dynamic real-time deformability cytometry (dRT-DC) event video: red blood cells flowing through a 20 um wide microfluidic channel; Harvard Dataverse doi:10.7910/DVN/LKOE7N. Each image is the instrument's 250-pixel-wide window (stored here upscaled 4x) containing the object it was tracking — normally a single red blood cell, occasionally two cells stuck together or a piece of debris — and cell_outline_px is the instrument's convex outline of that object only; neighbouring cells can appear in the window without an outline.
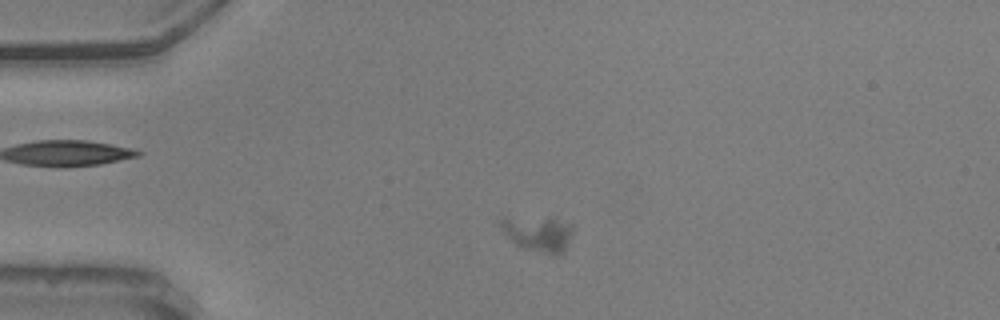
{"species": "common noctule bat (a hibernating species)", "species_latin": "Nyctalus noctula", "temperature_condition": "warm", "stored_images_in_passage": 47, "camera_frame_rate_fps": 3000, "um_per_image_px": 0.085, "animal": {"sex": "male", "body_mass_g": 20.5, "forearm_length_mm": 52.5}, "frame": {"image": 1, "passage_image": 1, "time_ms": 0.0, "image_size_px": [1000, 320], "cell_outline_px": [[572, 232], [564, 252], [556, 256], [552, 256], [524, 248], [516, 244], [500, 228], [500, 220], [556, 220], [572, 224]], "centroid_in_image_um": [45.82, 19.97], "position_along_channel_um": 39.2, "area_um2": 13.87}}
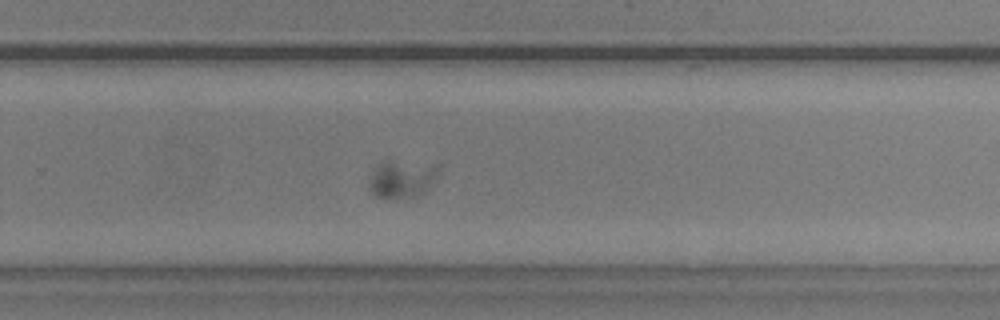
{"frame": {"image": 2, "passage_image": 29, "time_ms": 9.333, "image_size_px": [1000, 320], "cell_outline_px": [[436, 180], [420, 192], [404, 196], [384, 200], [376, 196], [368, 188], [368, 176], [376, 164], [384, 160], [388, 160], [436, 168]], "centroid_in_image_um": [33.95, 15.23], "position_along_channel_um": 295.9, "area_um2": 14.39}}
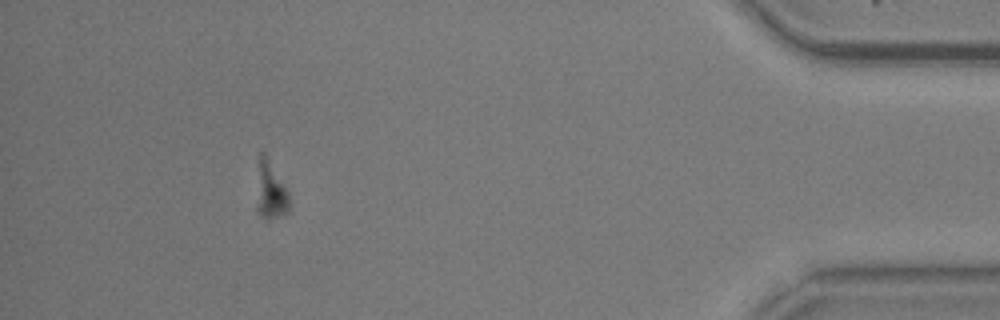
{"frame": {"image": 3, "passage_image": 46, "time_ms": 15.0, "image_size_px": [1000, 320], "cell_outline_px": [[288, 212], [284, 216], [268, 220], [264, 220], [256, 208], [256, 156], [260, 152], [264, 152], [288, 192]], "centroid_in_image_um": [22.92, 16.18], "position_along_channel_um": 412.3, "area_um2": 11.44}}